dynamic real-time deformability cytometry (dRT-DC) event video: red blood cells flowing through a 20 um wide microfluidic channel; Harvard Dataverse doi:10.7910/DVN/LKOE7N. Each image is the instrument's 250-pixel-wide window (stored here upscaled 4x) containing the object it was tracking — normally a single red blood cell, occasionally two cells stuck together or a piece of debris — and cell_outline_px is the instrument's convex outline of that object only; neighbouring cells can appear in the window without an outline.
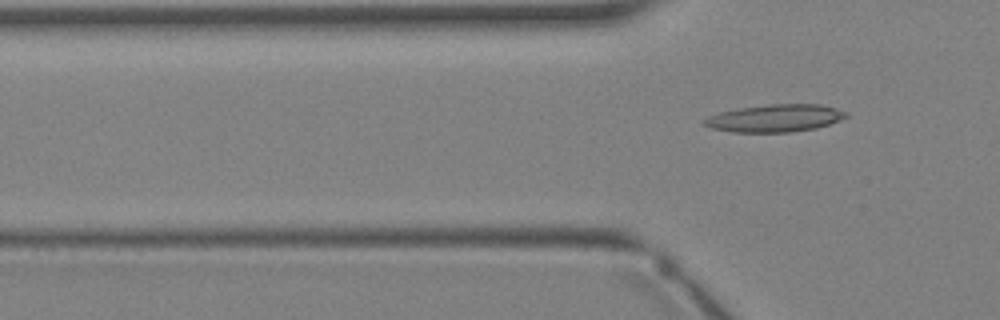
{"species": "Egyptian fruit bat (a non-hibernating species)", "species_latin": "Rousettus aegyptiacus", "temperature_condition": "warm", "stored_images_in_passage": 4, "camera_frame_rate_fps": 3000, "um_per_image_px": 0.085, "animal": {"sex": "female"}, "frame": {"image": 1, "passage_image": 4, "time_ms": 3.667, "image_size_px": [1000, 320], "cell_outline_px": [[848, 116], [828, 124], [816, 128], [792, 132], [732, 132], [712, 128], [704, 124], [700, 120], [708, 116], [720, 112], [740, 108], [768, 104], [820, 104], [836, 108], [848, 112]], "centroid_in_image_um": [65.86, 10.04], "position_along_channel_um": 59.9, "area_um2": 22.72}}